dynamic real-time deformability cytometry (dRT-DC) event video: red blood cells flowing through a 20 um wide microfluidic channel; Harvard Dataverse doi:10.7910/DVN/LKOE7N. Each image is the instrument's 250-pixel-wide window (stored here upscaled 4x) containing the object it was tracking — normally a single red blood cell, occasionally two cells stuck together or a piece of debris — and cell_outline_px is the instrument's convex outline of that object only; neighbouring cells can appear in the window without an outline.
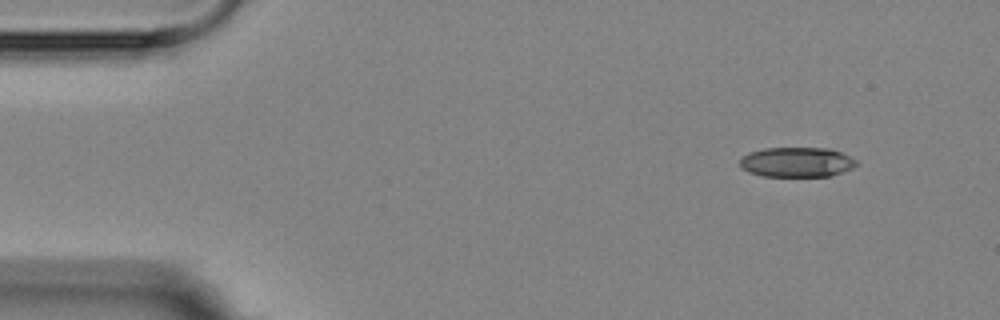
{"species": "Egyptian fruit bat (a non-hibernating species)", "species_latin": "Rousettus aegyptiacus", "temperature_condition": "room temperature", "stored_images_in_passage": 5, "camera_frame_rate_fps": 3000, "um_per_image_px": 0.085, "animal": {"sex": "female"}, "frame": {"image": 1, "passage_image": 1, "time_ms": 0.0, "image_size_px": [1000, 320], "cell_outline_px": [[860, 164], [852, 168], [832, 176], [760, 176], [748, 172], [740, 168], [740, 156], [748, 152], [764, 148], [832, 148], [856, 160]], "centroid_in_image_um": [67.69, 13.78], "position_along_channel_um": 17.3, "area_um2": 20.58}}
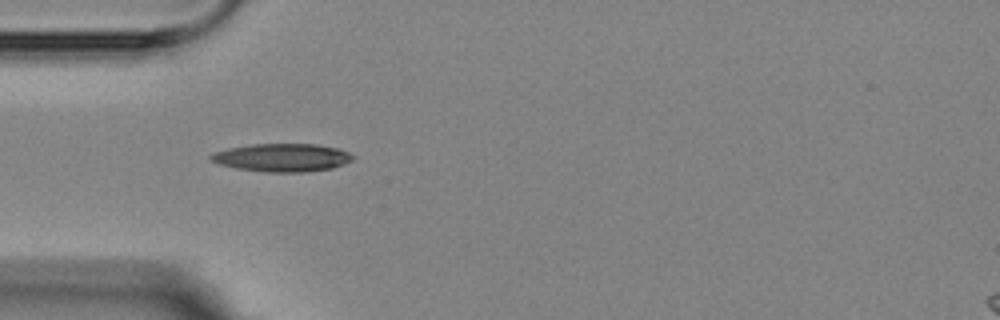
{"frame": {"image": 2, "passage_image": 4, "time_ms": 3.667, "image_size_px": [1000, 320], "cell_outline_px": [[356, 156], [352, 160], [344, 164], [332, 168], [304, 172], [264, 172], [236, 168], [220, 164], [212, 160], [208, 156], [212, 152], [228, 148], [252, 144], [316, 144], [340, 148]], "centroid_in_image_um": [24.0, 13.39], "position_along_channel_um": 61.0, "area_um2": 23.35}}
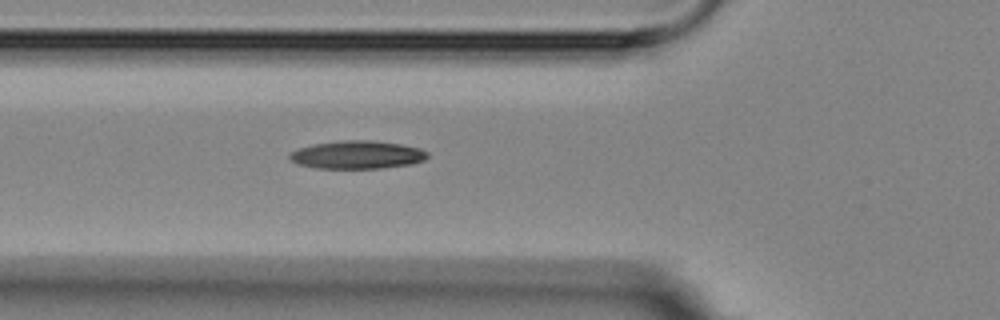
{"frame": {"image": 3, "passage_image": 5, "time_ms": 4.667, "image_size_px": [1000, 320], "cell_outline_px": [[428, 156], [424, 160], [412, 164], [380, 168], [316, 168], [300, 164], [288, 160], [288, 152], [296, 148], [312, 144], [340, 140], [372, 140], [400, 144], [420, 148], [428, 152]], "centroid_in_image_um": [30.31, 13.15], "position_along_channel_um": 95.5, "area_um2": 22.77}}